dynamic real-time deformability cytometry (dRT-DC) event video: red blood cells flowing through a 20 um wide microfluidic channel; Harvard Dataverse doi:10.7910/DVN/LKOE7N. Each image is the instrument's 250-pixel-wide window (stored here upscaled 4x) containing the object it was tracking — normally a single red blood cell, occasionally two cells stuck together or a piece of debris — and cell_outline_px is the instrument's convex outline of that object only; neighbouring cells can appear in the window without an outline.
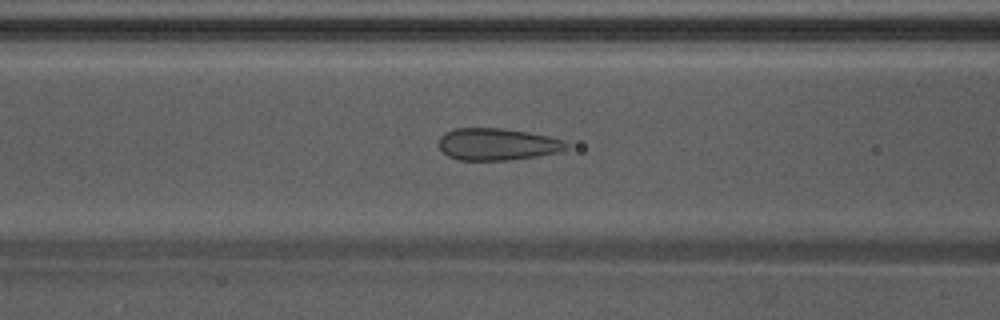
{"species": "Egyptian fruit bat (a non-hibernating species)", "species_latin": "Rousettus aegyptiacus", "temperature_condition": "warm", "stored_images_in_passage": 39, "camera_frame_rate_fps": 3000, "um_per_image_px": 0.085, "animal": {"sex": "male"}, "frame": {"image": 1, "passage_image": 12, "time_ms": 3.667, "image_size_px": [1000, 320], "cell_outline_px": [[572, 144], [568, 148], [560, 152], [536, 156], [508, 160], [460, 160], [448, 156], [440, 148], [440, 136], [444, 132], [456, 128], [500, 128], [528, 132], [548, 136], [564, 140]], "centroid_in_image_um": [42.31, 12.26], "position_along_channel_um": 124.3, "area_um2": 23.87}}
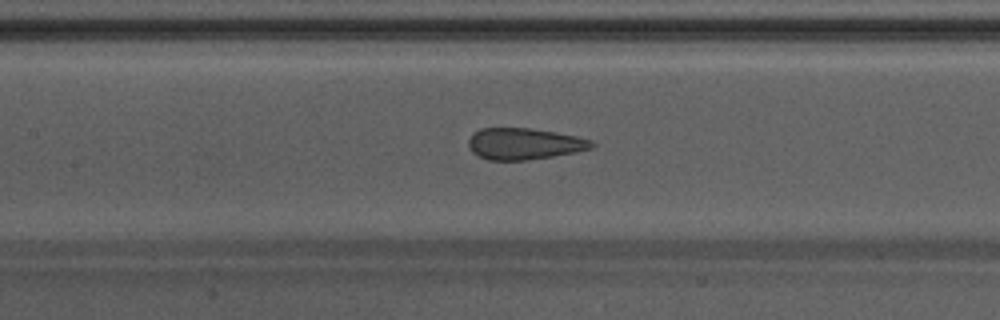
{"frame": {"image": 2, "passage_image": 15, "time_ms": 4.667, "image_size_px": [1000, 320], "cell_outline_px": [[596, 144], [592, 148], [576, 152], [528, 160], [488, 160], [472, 152], [468, 144], [468, 140], [480, 128], [528, 128], [556, 132], [576, 136], [592, 140]], "centroid_in_image_um": [44.58, 12.22], "position_along_channel_um": 162.8, "area_um2": 22.48}}
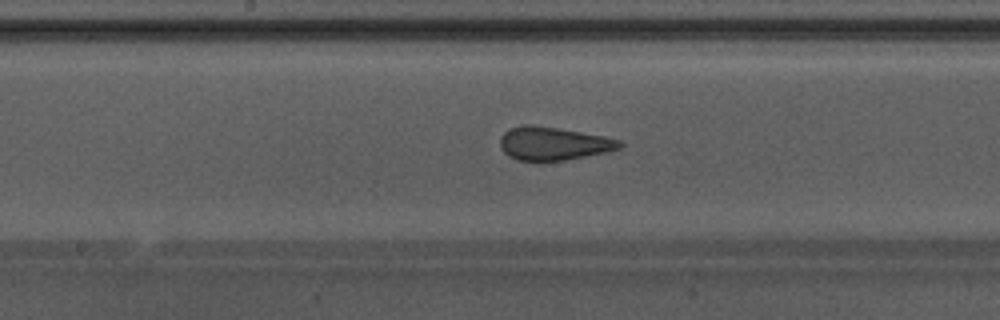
{"frame": {"image": 3, "passage_image": 18, "time_ms": 5.667, "image_size_px": [1000, 320], "cell_outline_px": [[624, 144], [620, 148], [604, 152], [564, 160], [516, 160], [508, 156], [500, 148], [500, 136], [504, 132], [520, 124], [532, 124], [604, 136], [620, 140]], "centroid_in_image_um": [46.99, 12.19], "position_along_channel_um": 201.2, "area_um2": 22.95}, "authors_computed_cell_mechanics": {"area_um2": 22.9466, "velocity_mm_per_s": 3.841, "shape_relaxation_time_tau1_ms": null, "shape_relaxation_time_tau2_ms": 1.0105, "deformation_change_tau1": null, "deformation_change_tau2": 0.0842}}